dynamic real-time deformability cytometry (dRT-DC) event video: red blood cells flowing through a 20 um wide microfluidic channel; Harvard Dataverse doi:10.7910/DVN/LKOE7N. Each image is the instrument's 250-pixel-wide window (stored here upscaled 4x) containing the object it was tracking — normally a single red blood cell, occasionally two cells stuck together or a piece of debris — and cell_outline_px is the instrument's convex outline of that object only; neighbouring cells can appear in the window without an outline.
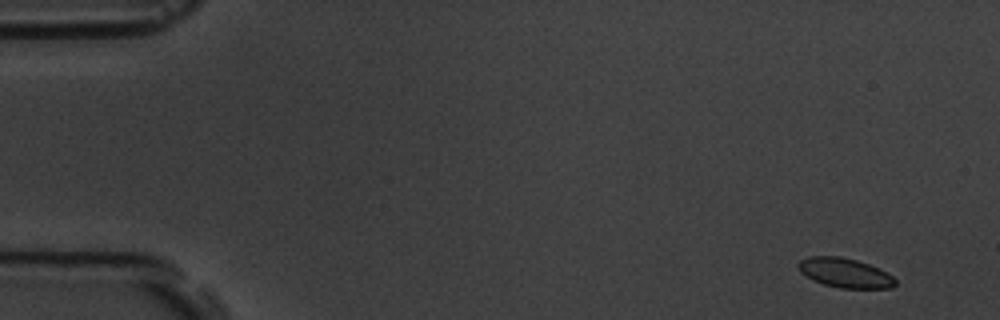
{"species": "common noctule bat (a hibernating species)", "species_latin": "Nyctalus noctula", "temperature_condition": "room temperature", "stored_images_in_passage": 5, "camera_frame_rate_fps": 3000, "um_per_image_px": 0.085, "animal": {"sex": "male", "body_mass_g": 19.5, "forearm_length_mm": 54.6}, "frame": {"image": 1, "passage_image": 1, "time_ms": 0.0, "image_size_px": [1000, 320], "cell_outline_px": [[896, 284], [892, 288], [840, 288], [824, 284], [812, 280], [800, 272], [796, 264], [800, 260], [808, 256], [840, 256], [856, 260], [868, 264], [892, 276], [896, 280]], "centroid_in_image_um": [71.77, 23.19], "position_along_channel_um": 13.2, "area_um2": 16.59}}
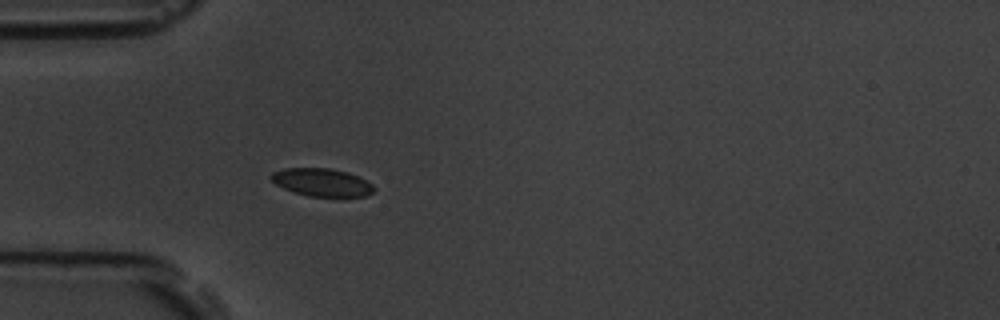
{"frame": {"image": 2, "passage_image": 5, "time_ms": 4.667, "image_size_px": [1000, 320], "cell_outline_px": [[376, 188], [372, 192], [364, 196], [308, 196], [284, 188], [276, 184], [268, 176], [272, 172], [284, 168], [328, 168], [348, 172], [372, 184]], "centroid_in_image_um": [27.33, 15.49], "position_along_channel_um": 57.7, "area_um2": 16.47}}